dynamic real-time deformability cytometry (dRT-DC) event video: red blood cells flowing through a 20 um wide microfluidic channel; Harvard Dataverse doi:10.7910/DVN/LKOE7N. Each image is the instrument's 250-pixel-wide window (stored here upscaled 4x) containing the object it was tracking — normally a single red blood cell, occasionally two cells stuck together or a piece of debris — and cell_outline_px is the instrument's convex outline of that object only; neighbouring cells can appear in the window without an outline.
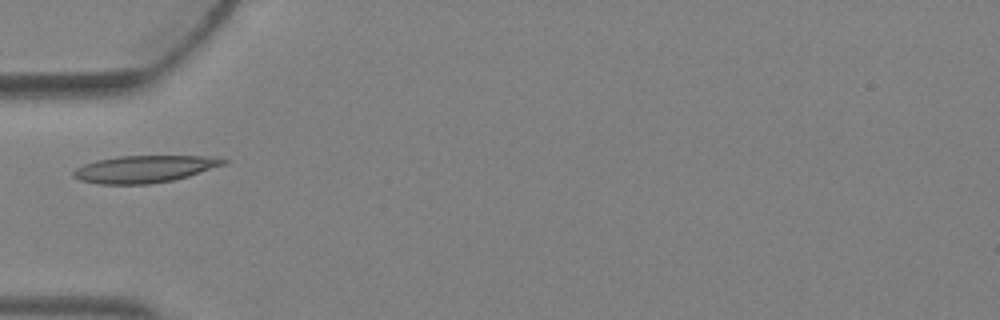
{"species": "Egyptian fruit bat (a non-hibernating species)", "species_latin": "Rousettus aegyptiacus", "temperature_condition": "warm", "stored_images_in_passage": 5, "camera_frame_rate_fps": 3000, "um_per_image_px": 0.085, "animal": {"sex": "female"}, "frame": {"image": 1, "passage_image": 5, "time_ms": 1.333, "image_size_px": [1000, 320], "cell_outline_px": [[228, 160], [224, 164], [188, 176], [172, 180], [148, 184], [100, 184], [80, 180], [72, 176], [72, 172], [76, 168], [84, 164], [96, 160], [120, 156], [216, 156]], "centroid_in_image_um": [12.25, 14.36], "position_along_channel_um": 72.7, "area_um2": 23.58}}